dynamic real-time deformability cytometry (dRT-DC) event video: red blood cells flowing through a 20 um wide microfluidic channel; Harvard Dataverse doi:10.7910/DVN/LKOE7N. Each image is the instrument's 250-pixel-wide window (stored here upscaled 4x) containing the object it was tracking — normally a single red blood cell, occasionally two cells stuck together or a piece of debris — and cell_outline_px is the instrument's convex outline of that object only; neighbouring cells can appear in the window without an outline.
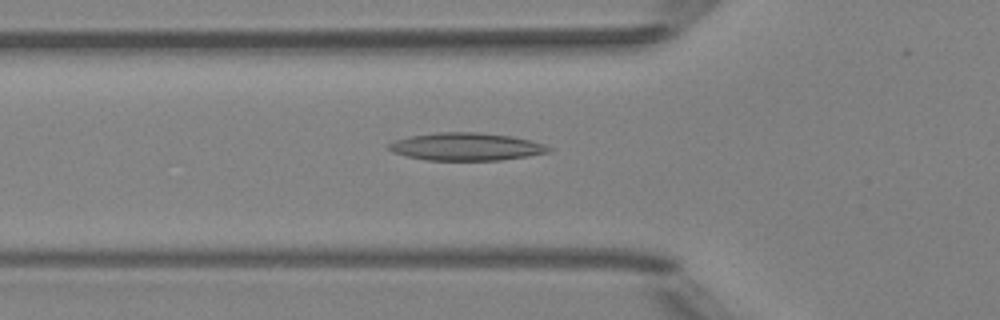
{"species": "Egyptian fruit bat (a non-hibernating species)", "species_latin": "Rousettus aegyptiacus", "temperature_condition": "room temperature", "stored_images_in_passage": 50, "camera_frame_rate_fps": 3000, "um_per_image_px": 0.085, "animal": {"sex": "female"}, "frame": {"image": 1, "passage_image": 17, "time_ms": 5.333, "image_size_px": [1000, 320], "cell_outline_px": [[552, 148], [548, 152], [528, 156], [500, 160], [428, 160], [408, 156], [392, 152], [388, 148], [388, 144], [396, 140], [412, 136], [436, 132], [476, 132], [512, 136], [544, 144]], "centroid_in_image_um": [39.63, 12.46], "position_along_channel_um": 86.2, "area_um2": 25.55}}
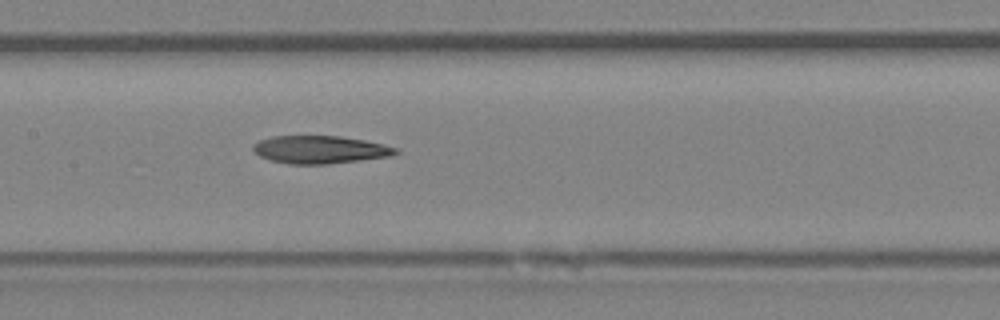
{"frame": {"image": 2, "passage_image": 24, "time_ms": 7.667, "image_size_px": [1000, 320], "cell_outline_px": [[400, 152], [392, 156], [328, 164], [288, 164], [272, 160], [260, 156], [252, 148], [252, 144], [260, 140], [272, 136], [340, 136], [364, 140], [384, 144], [396, 148]], "centroid_in_image_um": [27.21, 12.71], "position_along_channel_um": 180.2, "area_um2": 23.06}}
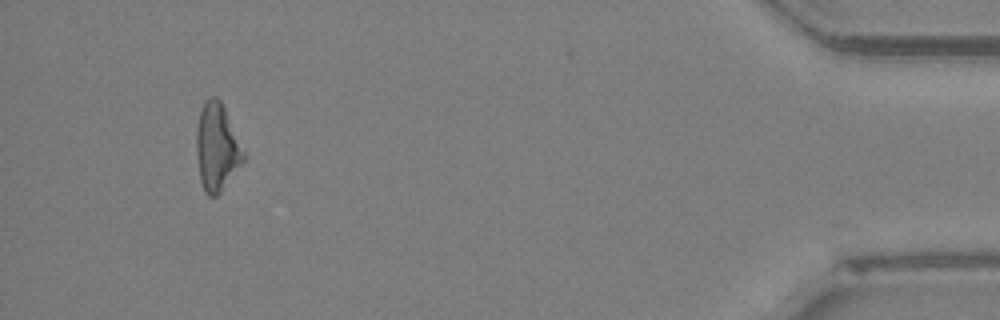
{"frame": {"image": 3, "passage_image": 47, "time_ms": 15.333, "image_size_px": [1000, 320], "cell_outline_px": [[244, 160], [220, 192], [216, 196], [208, 196], [204, 192], [200, 180], [196, 152], [196, 128], [200, 112], [204, 100], [208, 96], [216, 96], [220, 100], [224, 108], [244, 152]], "centroid_in_image_um": [18.39, 12.5], "position_along_channel_um": 416.8, "area_um2": 23.7}}